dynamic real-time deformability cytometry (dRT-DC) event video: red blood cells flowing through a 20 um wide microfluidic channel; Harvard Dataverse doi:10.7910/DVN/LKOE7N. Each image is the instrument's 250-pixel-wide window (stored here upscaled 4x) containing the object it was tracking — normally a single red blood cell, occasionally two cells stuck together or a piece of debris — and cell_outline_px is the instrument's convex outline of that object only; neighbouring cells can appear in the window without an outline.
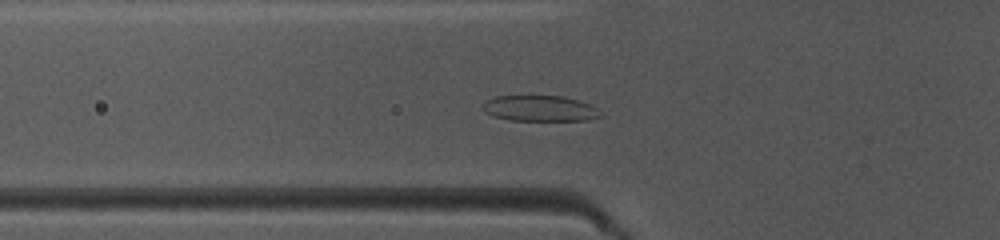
{"species": "common noctule bat (a hibernating species)", "species_latin": "Nyctalus noctula", "temperature_condition": "warm", "stored_images_in_passage": 37, "camera_frame_rate_fps": 3000, "um_per_image_px": 0.085, "animal": {"sex": "female", "body_mass_g": 10.0, "forearm_length_mm": 53.1}, "frame": {"image": 1, "passage_image": 6, "time_ms": 1.667, "image_size_px": [1000, 240], "cell_outline_px": [[604, 116], [588, 120], [508, 120], [492, 116], [484, 112], [484, 100], [496, 96], [560, 96], [576, 100], [588, 104], [596, 108]], "centroid_in_image_um": [45.86, 9.22], "position_along_channel_um": 79.9, "area_um2": 17.57}}
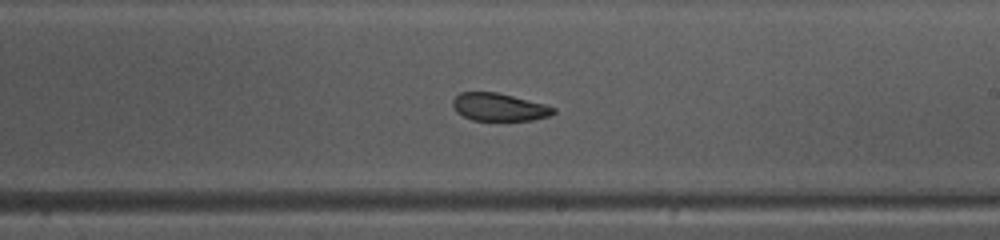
{"frame": {"image": 2, "passage_image": 18, "time_ms": 5.667, "image_size_px": [1000, 240], "cell_outline_px": [[556, 112], [548, 116], [532, 120], [472, 120], [456, 112], [452, 104], [452, 100], [460, 92], [496, 92], [544, 104], [556, 108]], "centroid_in_image_um": [42.4, 9.1], "position_along_channel_um": 246.6, "area_um2": 16.13}}
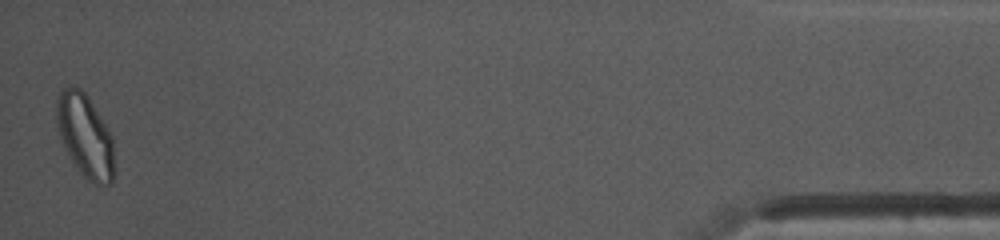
{"frame": {"image": 3, "passage_image": 37, "time_ms": 12.0, "image_size_px": [1000, 240], "cell_outline_px": [[112, 184], [96, 184], [88, 180], [80, 172], [64, 148], [60, 140], [56, 120], [56, 100], [60, 88], [80, 88], [88, 96], [112, 136]], "centroid_in_image_um": [7.19, 11.51], "position_along_channel_um": 428.0, "area_um2": 27.51}, "authors_computed_cell_mechanics": {"area_um2": 18.1492, "velocity_mm_per_s": 4.1369, "shape_relaxation_time_tau1_ms": 5.7204, "shape_relaxation_time_tau2_ms": 1.8978, "deformation_change_tau1": 0.1499, "deformation_change_tau2": 0.0619}}